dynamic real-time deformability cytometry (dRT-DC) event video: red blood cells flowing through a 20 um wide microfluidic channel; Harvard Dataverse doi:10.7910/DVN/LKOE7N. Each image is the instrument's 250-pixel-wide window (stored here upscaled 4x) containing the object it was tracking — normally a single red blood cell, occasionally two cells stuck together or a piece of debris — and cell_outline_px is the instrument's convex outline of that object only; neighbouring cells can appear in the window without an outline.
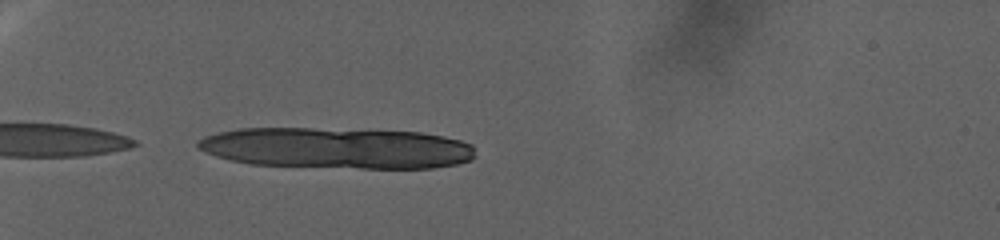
{"species": "human", "species_latin": "Homo sapiens", "temperature_condition": "warm", "stored_images_in_passage": 8, "camera_frame_rate_fps": 3000, "um_per_image_px": 0.085, "donor": {"sex": "female"}, "frame": {"image": 1, "passage_image": 1, "time_ms": 0.0, "image_size_px": [1000, 240], "cell_outline_px": [[476, 156], [472, 160], [456, 164], [432, 168], [360, 168], [252, 164], [232, 160], [216, 156], [204, 152], [196, 148], [196, 140], [204, 136], [220, 132], [240, 128], [312, 128], [420, 132], [444, 136], [460, 140], [472, 144], [476, 148]], "centroid_in_image_um": [28.65, 12.58], "position_along_channel_um": 56.4, "area_um2": 66.7}}